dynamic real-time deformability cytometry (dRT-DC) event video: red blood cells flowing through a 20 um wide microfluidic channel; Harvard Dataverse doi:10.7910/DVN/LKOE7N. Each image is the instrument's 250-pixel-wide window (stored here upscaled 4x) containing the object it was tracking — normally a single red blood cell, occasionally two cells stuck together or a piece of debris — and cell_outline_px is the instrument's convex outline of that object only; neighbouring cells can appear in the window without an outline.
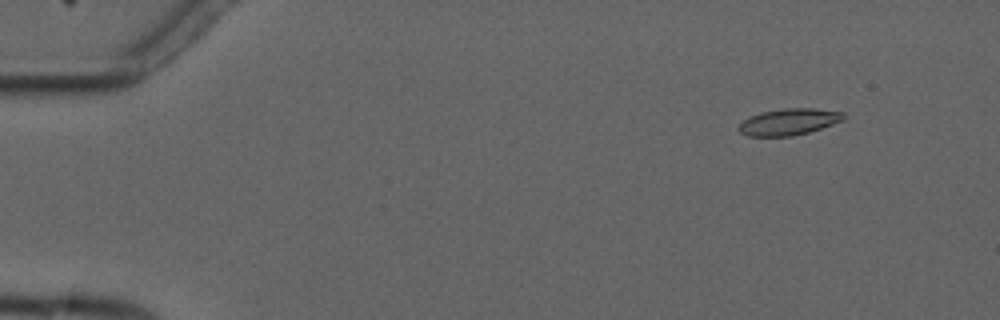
{"species": "common noctule bat (a hibernating species)", "species_latin": "Nyctalus noctula", "temperature_condition": "cold", "stored_images_in_passage": 4, "camera_frame_rate_fps": 3000, "um_per_image_px": 0.085, "animal": {"sex": "male", "forearm_length_mm": 52.5}, "frame": {"image": 1, "passage_image": 2, "time_ms": 1.0, "image_size_px": [1000, 320], "cell_outline_px": [[844, 120], [808, 132], [792, 136], [748, 136], [740, 132], [736, 128], [744, 120], [760, 112], [784, 108], [812, 108], [844, 112]], "centroid_in_image_um": [67.04, 10.35], "position_along_channel_um": 18.0, "area_um2": 16.07}}